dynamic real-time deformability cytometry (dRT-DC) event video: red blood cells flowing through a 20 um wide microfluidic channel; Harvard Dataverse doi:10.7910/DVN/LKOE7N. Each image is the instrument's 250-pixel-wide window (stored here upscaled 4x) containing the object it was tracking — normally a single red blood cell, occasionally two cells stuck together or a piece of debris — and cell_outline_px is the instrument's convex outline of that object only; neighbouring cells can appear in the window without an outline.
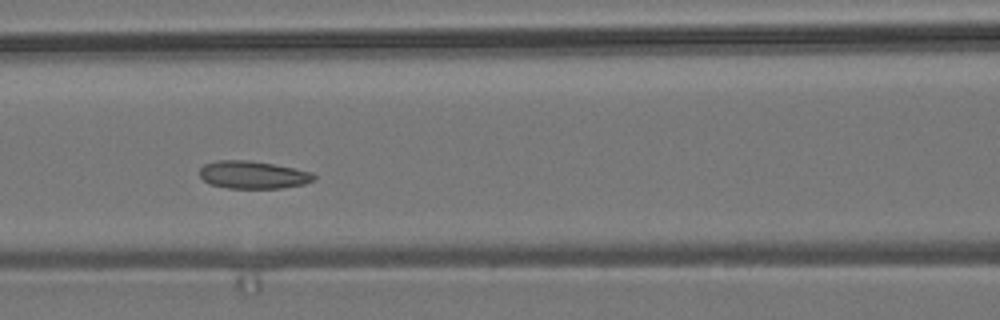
{"species": "common noctule bat (a hibernating species)", "species_latin": "Nyctalus noctula", "temperature_condition": "room temperature", "stored_images_in_passage": 9, "camera_frame_rate_fps": 3000, "um_per_image_px": 0.085, "animal": {"sex": "male", "body_mass_g": 19.2, "forearm_length_mm": 51.8}, "frame": {"image": 1, "passage_image": 6, "time_ms": 6.667, "image_size_px": [1000, 320], "cell_outline_px": [[316, 180], [304, 184], [280, 188], [228, 188], [212, 184], [204, 180], [200, 176], [200, 168], [204, 164], [220, 160], [248, 160], [272, 164], [312, 172], [316, 176]], "centroid_in_image_um": [21.52, 14.86], "position_along_channel_um": 145.1, "area_um2": 18.26}}
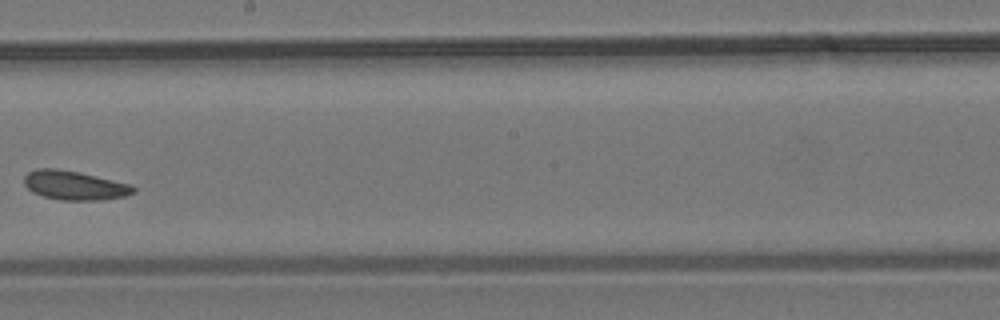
{"frame": {"image": 2, "passage_image": 8, "time_ms": 9.333, "image_size_px": [1000, 320], "cell_outline_px": [[136, 192], [128, 196], [100, 200], [60, 200], [44, 196], [32, 192], [24, 184], [24, 176], [28, 172], [36, 168], [56, 168], [80, 172], [132, 184], [136, 188]], "centroid_in_image_um": [6.37, 15.75], "position_along_channel_um": 241.8, "area_um2": 18.79}}
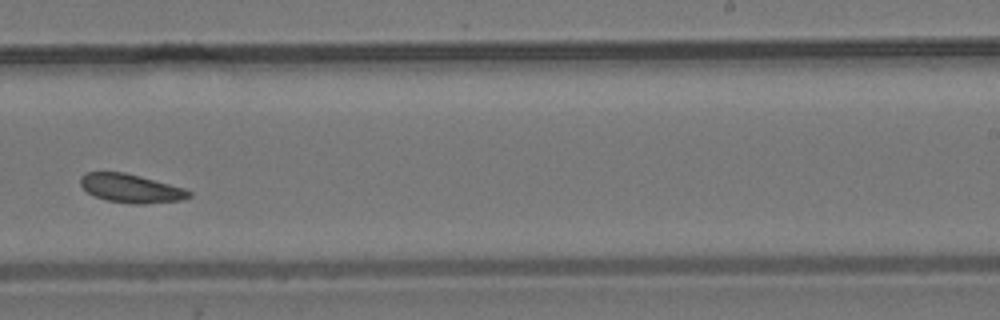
{"frame": {"image": 3, "passage_image": 9, "time_ms": 10.333, "image_size_px": [1000, 320], "cell_outline_px": [[192, 196], [180, 200], [144, 204], [132, 204], [108, 200], [92, 196], [80, 184], [80, 176], [88, 172], [124, 172], [140, 176], [184, 188], [192, 192]], "centroid_in_image_um": [11.12, 16.01], "position_along_channel_um": 277.9, "area_um2": 18.03}}